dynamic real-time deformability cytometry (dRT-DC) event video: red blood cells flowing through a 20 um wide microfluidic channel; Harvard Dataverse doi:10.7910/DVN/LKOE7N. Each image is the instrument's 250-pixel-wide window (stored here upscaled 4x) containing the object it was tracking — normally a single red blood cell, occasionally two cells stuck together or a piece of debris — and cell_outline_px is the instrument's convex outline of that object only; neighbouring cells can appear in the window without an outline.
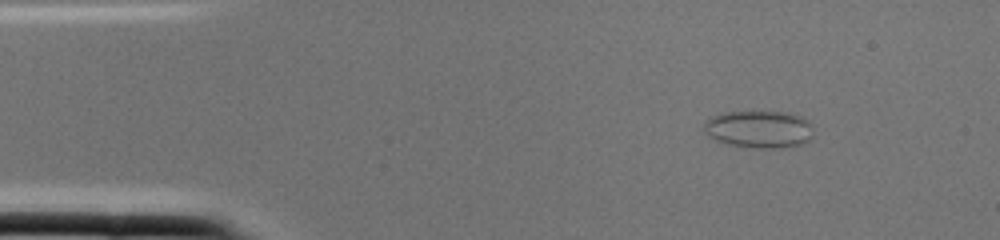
{"species": "common noctule bat (a hibernating species)", "species_latin": "Nyctalus noctula", "temperature_condition": "cold", "stored_images_in_passage": 2, "segment_of_instrument_passage": [2, 2], "camera_frame_rate_fps": 3000, "um_per_image_px": 0.085, "animal": {"sex": "female", "body_mass_g": 22.0, "forearm_length_mm": 56.7}, "frame": {"image": 1, "passage_image": 2, "time_ms": 0.333, "image_size_px": [1000, 240], "cell_outline_px": [[812, 136], [808, 140], [800, 144], [784, 148], [760, 148], [724, 144], [708, 136], [704, 132], [704, 120], [720, 112], [784, 112], [800, 116], [808, 120]], "centroid_in_image_um": [64.45, 10.99], "position_along_channel_um": 20.5, "area_um2": 23.87}}